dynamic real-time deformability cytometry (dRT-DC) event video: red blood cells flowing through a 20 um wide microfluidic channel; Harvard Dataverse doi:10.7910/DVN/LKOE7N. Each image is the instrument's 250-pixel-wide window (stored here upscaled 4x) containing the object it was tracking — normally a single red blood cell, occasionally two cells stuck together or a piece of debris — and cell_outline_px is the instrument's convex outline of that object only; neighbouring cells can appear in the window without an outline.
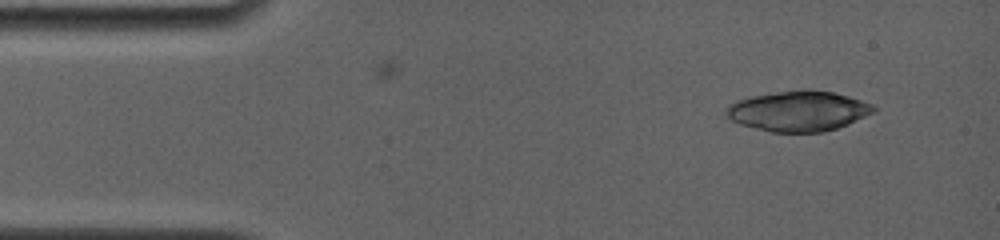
{"species": "common noctule bat (a hibernating species)", "species_latin": "Nyctalus noctula", "temperature_condition": "room temperature", "stored_images_in_passage": 6, "camera_frame_rate_fps": 4000, "um_per_image_px": 0.085, "animal": {"sex": "female", "body_mass_g": 19.0, "forearm_length_mm": 56.7}, "frame": {"image": 1, "passage_image": 1, "time_ms": 0.0, "image_size_px": [1000, 240], "cell_outline_px": [[876, 108], [872, 112], [836, 128], [820, 132], [772, 132], [740, 124], [732, 120], [728, 116], [728, 104], [736, 100], [752, 96], [780, 92], [832, 92], [848, 96], [860, 100]], "centroid_in_image_um": [67.8, 9.47], "position_along_channel_um": 17.2, "area_um2": 33.06}}